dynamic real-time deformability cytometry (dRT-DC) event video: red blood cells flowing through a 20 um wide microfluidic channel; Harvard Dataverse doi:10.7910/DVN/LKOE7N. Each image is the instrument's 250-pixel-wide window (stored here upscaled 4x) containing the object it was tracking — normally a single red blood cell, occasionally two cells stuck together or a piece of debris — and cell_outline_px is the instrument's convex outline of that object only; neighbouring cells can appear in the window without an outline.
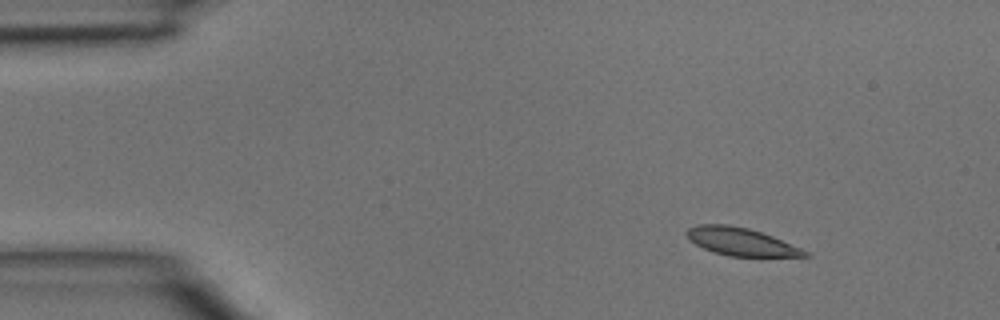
{"species": "common noctule bat (a hibernating species)", "species_latin": "Nyctalus noctula", "temperature_condition": "room temperature", "stored_images_in_passage": 3, "camera_frame_rate_fps": 3000, "um_per_image_px": 0.085, "animal": {"sex": "male", "body_mass_g": 15.6}, "frame": {"image": 1, "passage_image": 1, "time_ms": 0.0, "image_size_px": [1000, 320], "cell_outline_px": [[812, 256], [728, 256], [712, 252], [688, 240], [684, 232], [688, 228], [696, 224], [728, 224], [748, 228], [772, 236], [800, 248], [808, 252]], "centroid_in_image_um": [62.9, 20.53], "position_along_channel_um": 22.1, "area_um2": 19.07}}
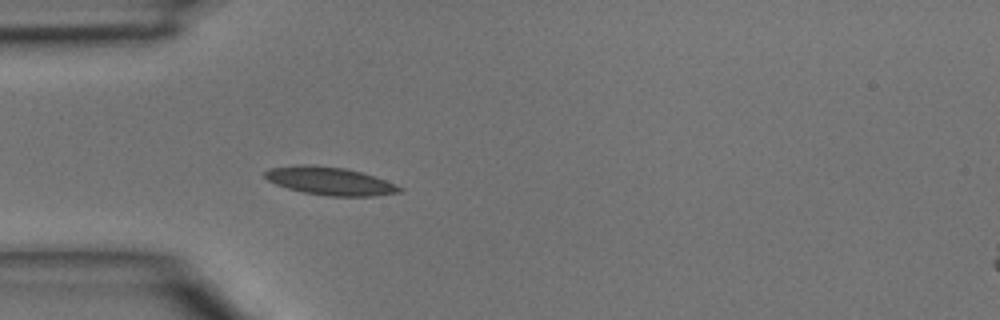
{"frame": {"image": 2, "passage_image": 3, "time_ms": 0.667, "image_size_px": [1000, 320], "cell_outline_px": [[404, 188], [400, 192], [372, 196], [328, 196], [304, 192], [288, 188], [276, 184], [268, 180], [264, 176], [264, 172], [268, 168], [300, 164], [312, 164], [344, 168], [364, 172], [396, 184]], "centroid_in_image_um": [28.04, 15.37], "position_along_channel_um": 57.0, "area_um2": 22.08}}